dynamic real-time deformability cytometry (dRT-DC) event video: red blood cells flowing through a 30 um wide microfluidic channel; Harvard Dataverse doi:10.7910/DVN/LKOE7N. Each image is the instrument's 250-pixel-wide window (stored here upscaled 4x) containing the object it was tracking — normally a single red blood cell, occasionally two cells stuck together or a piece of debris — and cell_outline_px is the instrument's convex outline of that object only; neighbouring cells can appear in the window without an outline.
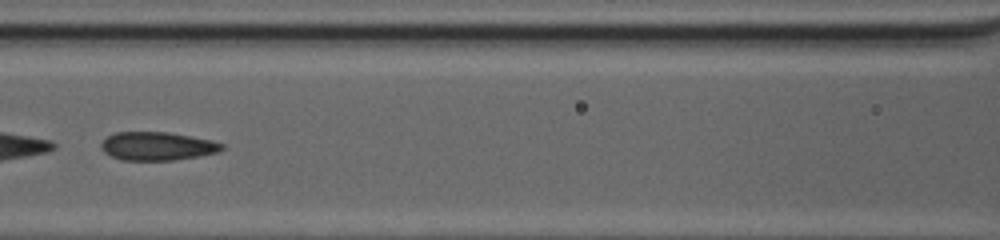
{"species": "common noctule bat (a hibernating species)", "species_latin": "Nyctalus noctula", "temperature_condition": "cold", "stored_images_in_passage": 51, "segment_of_instrument_passage": [2, 2], "camera_frame_rate_fps": 3000, "um_per_image_px": 0.085, "animal": {"sex": "female", "body_mass_g": 20.0, "forearm_length_mm": 54.0}, "frame": {"image": 1, "passage_image": 26, "time_ms": 8.333, "image_size_px": [1000, 240], "cell_outline_px": [[224, 148], [220, 152], [200, 156], [172, 160], [124, 160], [112, 156], [104, 152], [100, 148], [100, 144], [108, 136], [116, 132], [168, 132], [192, 136], [212, 140], [224, 144]], "centroid_in_image_um": [13.4, 12.42], "position_along_channel_um": 153.2, "area_um2": 20.06}}